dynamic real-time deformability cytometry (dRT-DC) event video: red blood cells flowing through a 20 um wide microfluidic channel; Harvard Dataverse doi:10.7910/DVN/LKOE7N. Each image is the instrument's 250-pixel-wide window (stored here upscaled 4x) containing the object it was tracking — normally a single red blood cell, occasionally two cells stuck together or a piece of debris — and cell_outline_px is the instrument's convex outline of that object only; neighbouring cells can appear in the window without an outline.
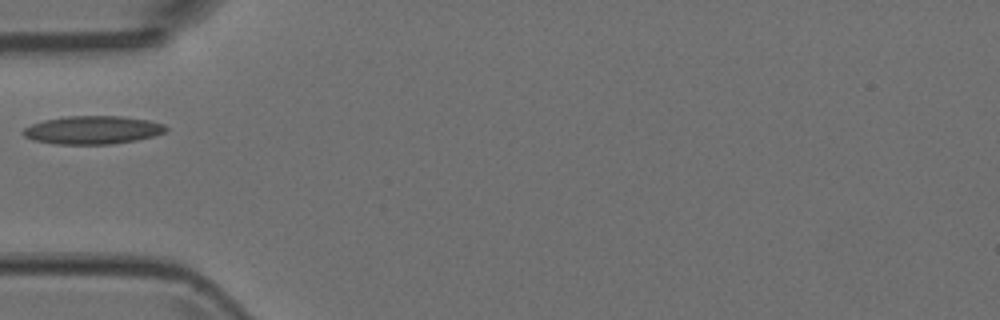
{"species": "Egyptian fruit bat (a non-hibernating species)", "species_latin": "Rousettus aegyptiacus", "temperature_condition": "room temperature", "stored_images_in_passage": 2, "camera_frame_rate_fps": 3000, "um_per_image_px": 0.085, "animal": {"sex": "female"}, "frame": {"image": 1, "passage_image": 2, "time_ms": 0.333, "image_size_px": [1000, 320], "cell_outline_px": [[168, 128], [164, 132], [152, 136], [136, 140], [112, 144], [56, 144], [32, 140], [24, 136], [20, 132], [24, 128], [32, 124], [44, 120], [64, 116], [120, 116], [148, 120], [164, 124]], "centroid_in_image_um": [7.84, 11.05], "position_along_channel_um": 77.2, "area_um2": 23.47}}